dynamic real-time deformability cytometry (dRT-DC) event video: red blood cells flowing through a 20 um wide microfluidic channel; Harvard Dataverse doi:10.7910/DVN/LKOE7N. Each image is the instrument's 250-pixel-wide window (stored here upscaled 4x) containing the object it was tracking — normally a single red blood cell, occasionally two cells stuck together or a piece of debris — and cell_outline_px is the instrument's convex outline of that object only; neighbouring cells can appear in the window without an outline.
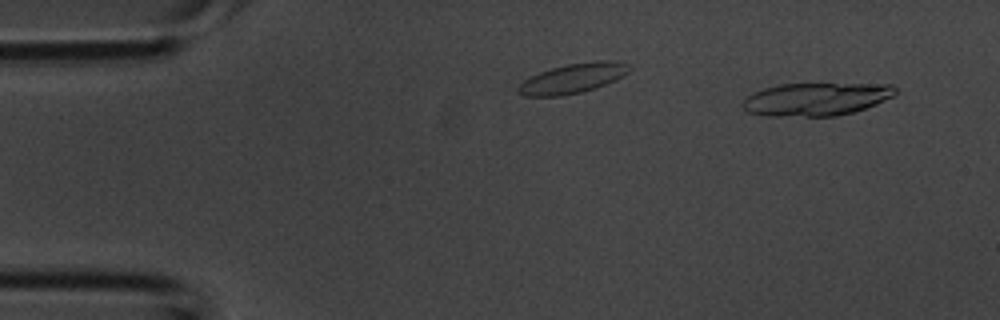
{"species": "common noctule bat (a hibernating species)", "species_latin": "Nyctalus noctula", "temperature_condition": "room temperature", "stored_images_in_passage": 2, "camera_frame_rate_fps": 3000, "um_per_image_px": 0.085, "animal": {"sex": "male", "body_mass_g": 20.1, "forearm_length_mm": 53.5}, "frame": {"image": 1, "passage_image": 2, "time_ms": 0.333, "image_size_px": [1000, 320], "cell_outline_px": [[896, 92], [892, 96], [876, 104], [852, 112], [836, 116], [768, 116], [748, 112], [744, 108], [744, 100], [752, 92], [764, 88], [780, 84], [892, 84], [896, 88]], "centroid_in_image_um": [69.36, 8.42], "position_along_channel_um": 15.6, "area_um2": 29.07}}